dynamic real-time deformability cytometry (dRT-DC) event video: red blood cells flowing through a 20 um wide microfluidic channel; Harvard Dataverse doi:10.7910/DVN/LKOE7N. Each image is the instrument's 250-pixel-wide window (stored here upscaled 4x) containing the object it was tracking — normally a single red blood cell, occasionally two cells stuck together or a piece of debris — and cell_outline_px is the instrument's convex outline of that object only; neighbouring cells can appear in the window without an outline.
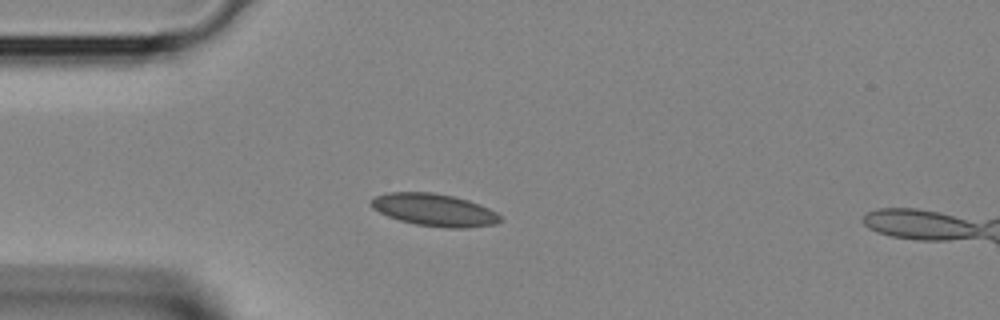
{"species": "Egyptian fruit bat (a non-hibernating species)", "species_latin": "Rousettus aegyptiacus", "temperature_condition": "room temperature", "stored_images_in_passage": 33, "camera_frame_rate_fps": 3000, "um_per_image_px": 0.085, "animal": {"sex": "female"}, "frame": {"image": 1, "passage_image": 7, "time_ms": 2.0, "image_size_px": [1000, 320], "cell_outline_px": [[500, 220], [496, 224], [468, 228], [448, 228], [416, 224], [400, 220], [388, 216], [372, 208], [368, 204], [368, 200], [376, 196], [388, 192], [432, 192], [452, 196], [468, 200], [480, 204], [496, 212], [500, 216]], "centroid_in_image_um": [36.89, 17.84], "position_along_channel_um": 48.1, "area_um2": 24.39}}
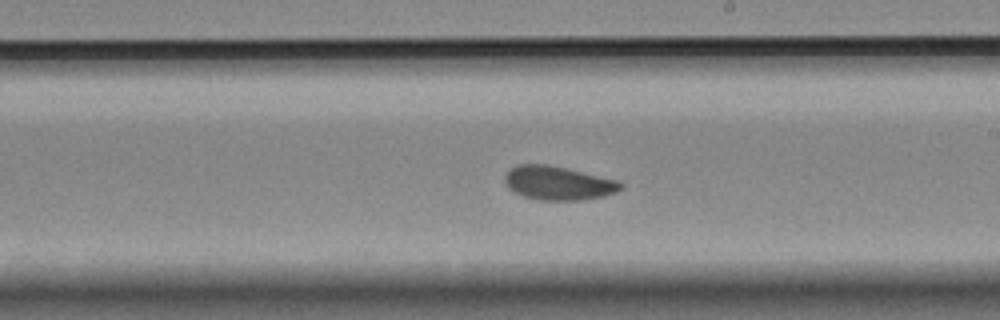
{"frame": {"image": 2, "passage_image": 19, "time_ms": 6.0, "image_size_px": [1000, 320], "cell_outline_px": [[624, 188], [616, 192], [604, 196], [580, 200], [540, 200], [524, 196], [512, 192], [504, 184], [504, 176], [512, 168], [520, 164], [548, 164], [620, 180], [624, 184]], "centroid_in_image_um": [47.47, 15.56], "position_along_channel_um": 241.5, "area_um2": 23.06}}
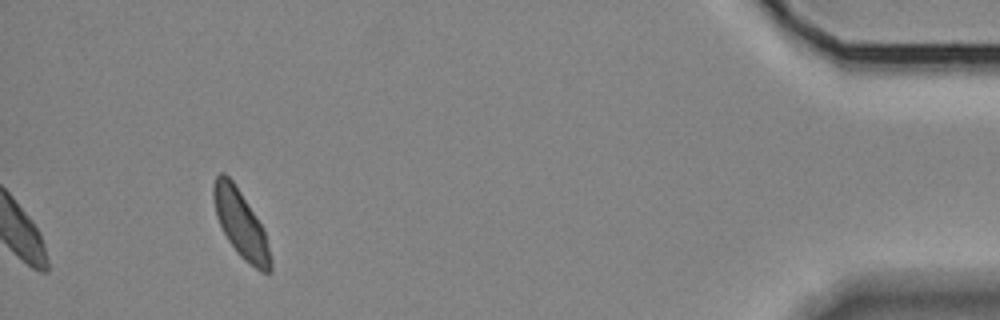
{"frame": {"image": 3, "passage_image": 33, "time_ms": 10.667, "image_size_px": [1000, 320], "cell_outline_px": [[272, 272], [260, 272], [244, 260], [236, 252], [228, 240], [216, 216], [212, 196], [212, 188], [216, 176], [220, 172], [224, 172], [232, 180], [264, 228], [272, 260]], "centroid_in_image_um": [20.47, 19.06], "position_along_channel_um": 414.7, "area_um2": 22.37}}